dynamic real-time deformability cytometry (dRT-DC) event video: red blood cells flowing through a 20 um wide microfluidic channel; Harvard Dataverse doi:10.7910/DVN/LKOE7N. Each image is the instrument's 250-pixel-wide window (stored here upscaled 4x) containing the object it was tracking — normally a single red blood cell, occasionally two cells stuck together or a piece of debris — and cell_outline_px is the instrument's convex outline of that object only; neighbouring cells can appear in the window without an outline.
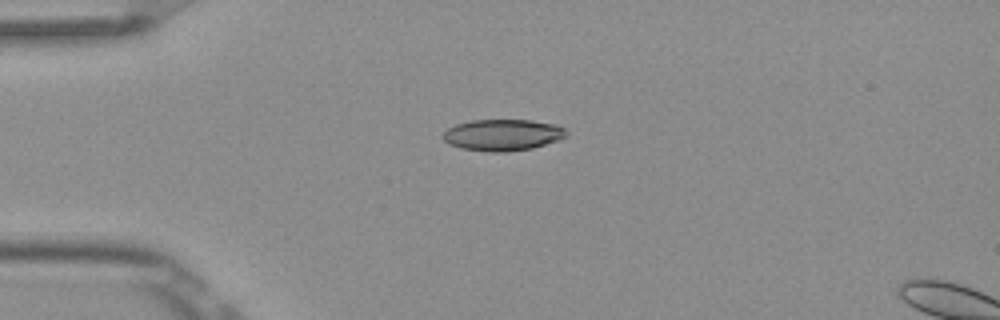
{"species": "Egyptian fruit bat (a non-hibernating species)", "species_latin": "Rousettus aegyptiacus", "temperature_condition": "room temperature", "stored_images_in_passage": 6, "camera_frame_rate_fps": 3000, "um_per_image_px": 0.085, "frame": {"image": 1, "passage_image": 6, "time_ms": 1.667, "image_size_px": [1000, 320], "cell_outline_px": [[568, 136], [560, 140], [532, 148], [508, 152], [488, 152], [460, 148], [448, 144], [440, 136], [448, 128], [456, 124], [472, 120], [532, 120], [556, 124], [564, 128], [568, 132]], "centroid_in_image_um": [42.74, 11.47], "position_along_channel_um": 42.3, "area_um2": 22.95}}